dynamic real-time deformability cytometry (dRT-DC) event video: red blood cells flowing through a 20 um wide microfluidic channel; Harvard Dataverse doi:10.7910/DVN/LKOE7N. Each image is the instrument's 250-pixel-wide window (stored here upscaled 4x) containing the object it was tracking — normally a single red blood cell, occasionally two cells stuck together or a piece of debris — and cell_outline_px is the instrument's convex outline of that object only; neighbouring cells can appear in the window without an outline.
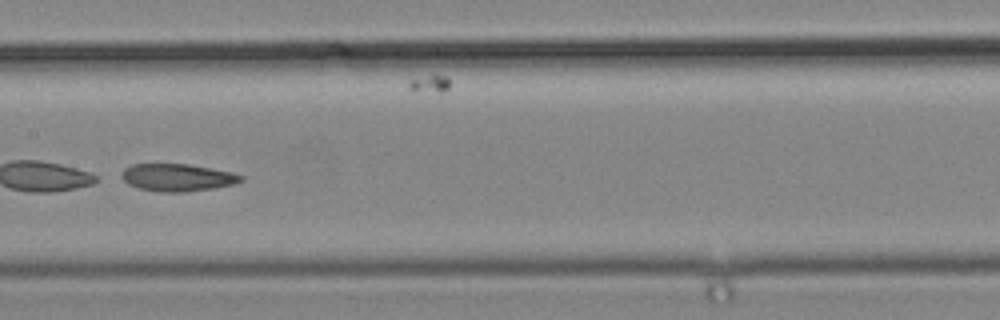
{"species": "common noctule bat (a hibernating species)", "species_latin": "Nyctalus noctula", "temperature_condition": "cold", "stored_images_in_passage": 36, "camera_frame_rate_fps": 3000, "um_per_image_px": 0.085, "animal": {"sex": "male", "body_mass_g": 19.2, "forearm_length_mm": 51.8}, "frame": {"image": 1, "passage_image": 12, "time_ms": 3.667, "image_size_px": [1000, 320], "cell_outline_px": [[244, 180], [232, 184], [212, 188], [184, 192], [160, 192], [140, 188], [128, 184], [120, 176], [120, 172], [124, 168], [132, 164], [188, 164], [212, 168], [232, 172], [244, 176]], "centroid_in_image_um": [15.06, 15.08], "position_along_channel_um": 192.3, "area_um2": 19.07}}
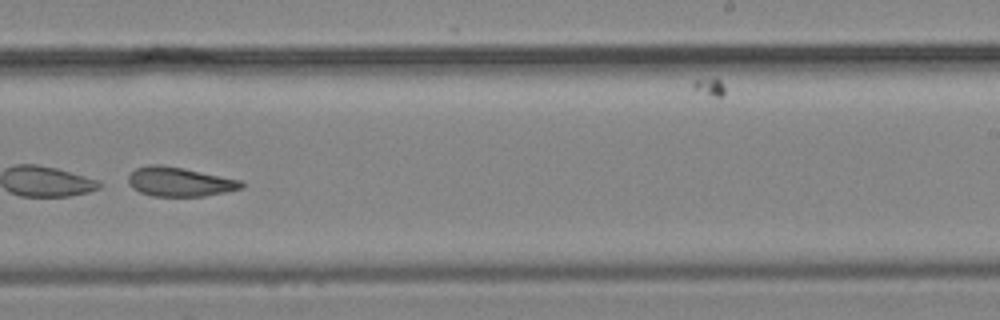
{"frame": {"image": 2, "passage_image": 18, "time_ms": 5.667, "image_size_px": [1000, 320], "cell_outline_px": [[244, 188], [228, 192], [204, 196], [152, 196], [140, 192], [132, 188], [128, 184], [128, 176], [136, 168], [148, 164], [160, 164], [184, 168], [240, 180], [244, 184]], "centroid_in_image_um": [15.26, 15.45], "position_along_channel_um": 273.7, "area_um2": 19.42}}
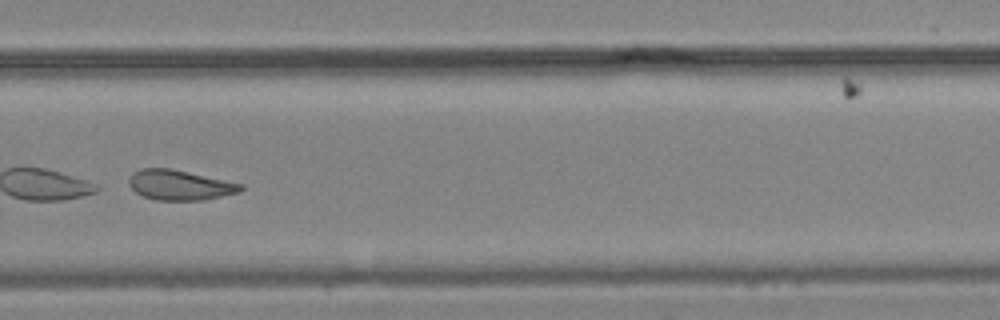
{"frame": {"image": 3, "passage_image": 21, "time_ms": 6.667, "image_size_px": [1000, 320], "cell_outline_px": [[244, 188], [240, 192], [204, 200], [156, 200], [144, 196], [136, 192], [128, 184], [128, 180], [132, 172], [140, 168], [168, 168], [188, 172], [244, 184]], "centroid_in_image_um": [15.28, 15.73], "position_along_channel_um": 314.5, "area_um2": 19.59}}